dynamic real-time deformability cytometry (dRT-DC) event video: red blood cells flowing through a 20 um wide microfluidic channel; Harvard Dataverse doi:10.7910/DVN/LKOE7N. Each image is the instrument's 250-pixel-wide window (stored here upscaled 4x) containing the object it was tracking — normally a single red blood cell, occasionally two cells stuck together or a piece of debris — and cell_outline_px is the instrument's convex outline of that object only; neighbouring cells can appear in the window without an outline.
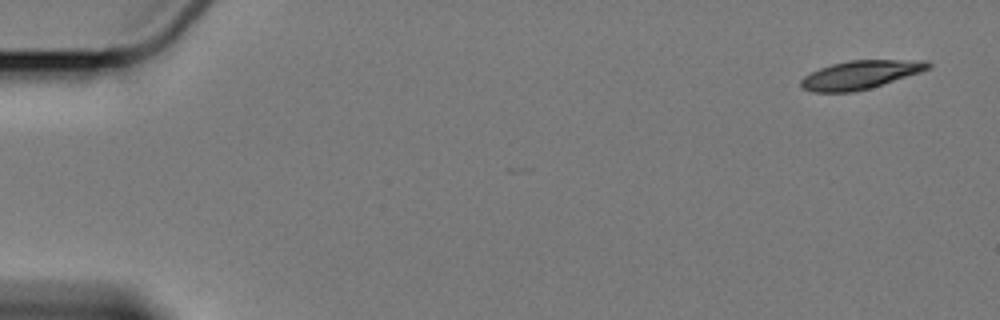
{"species": "Egyptian fruit bat (a non-hibernating species)", "species_latin": "Rousettus aegyptiacus", "temperature_condition": "cold", "stored_images_in_passage": 15, "camera_frame_rate_fps": 3000, "um_per_image_px": 0.085, "animal": {"sex": "female"}, "frame": {"image": 1, "passage_image": 1, "time_ms": 0.0, "image_size_px": [1000, 320], "cell_outline_px": [[932, 64], [928, 68], [920, 72], [868, 88], [852, 92], [812, 92], [800, 88], [800, 80], [804, 76], [820, 68], [832, 64], [848, 60], [928, 60]], "centroid_in_image_um": [73.08, 6.35], "position_along_channel_um": 11.9, "area_um2": 20.87}}
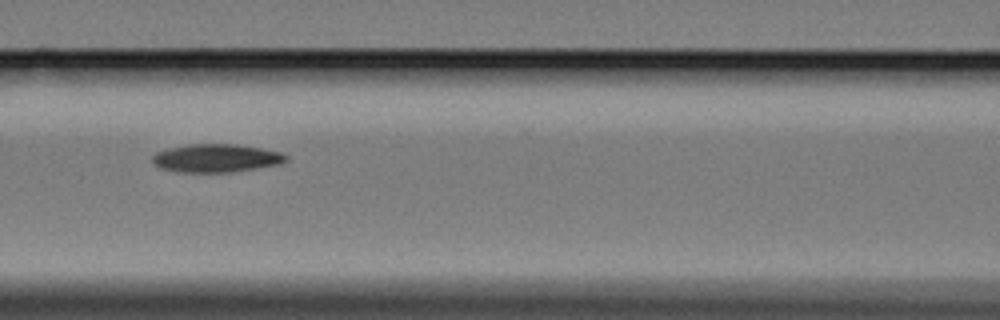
{"frame": {"image": 2, "passage_image": 7, "time_ms": 8.0, "image_size_px": [1000, 320], "cell_outline_px": [[288, 160], [280, 164], [232, 172], [176, 172], [160, 168], [152, 164], [152, 156], [156, 152], [168, 148], [188, 144], [236, 144], [284, 152], [288, 156]], "centroid_in_image_um": [18.37, 13.44], "position_along_channel_um": 148.2, "area_um2": 22.2}}
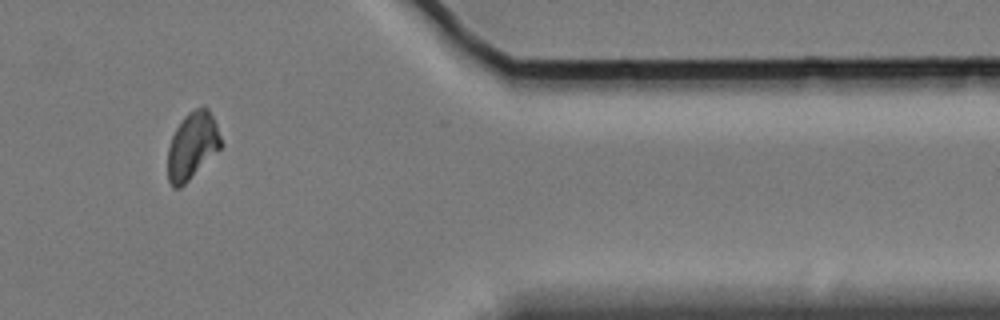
{"frame": {"image": 3, "passage_image": 13, "time_ms": 16.0, "image_size_px": [1000, 320], "cell_outline_px": [[224, 144], [180, 188], [172, 188], [168, 180], [168, 148], [172, 136], [176, 128], [184, 116], [188, 112], [196, 108], [208, 108], [216, 124]], "centroid_in_image_um": [16.34, 12.39], "position_along_channel_um": 395.1, "area_um2": 20.52}, "authors_computed_cell_mechanics": {"area_um2": 21.5016, "velocity_mm_per_s": 3.3691, "shape_relaxation_time_tau1_ms": 7.3239, "shape_relaxation_time_tau2_ms": null, "deformation_change_tau1": 0.1171, "deformation_change_tau2": null}}